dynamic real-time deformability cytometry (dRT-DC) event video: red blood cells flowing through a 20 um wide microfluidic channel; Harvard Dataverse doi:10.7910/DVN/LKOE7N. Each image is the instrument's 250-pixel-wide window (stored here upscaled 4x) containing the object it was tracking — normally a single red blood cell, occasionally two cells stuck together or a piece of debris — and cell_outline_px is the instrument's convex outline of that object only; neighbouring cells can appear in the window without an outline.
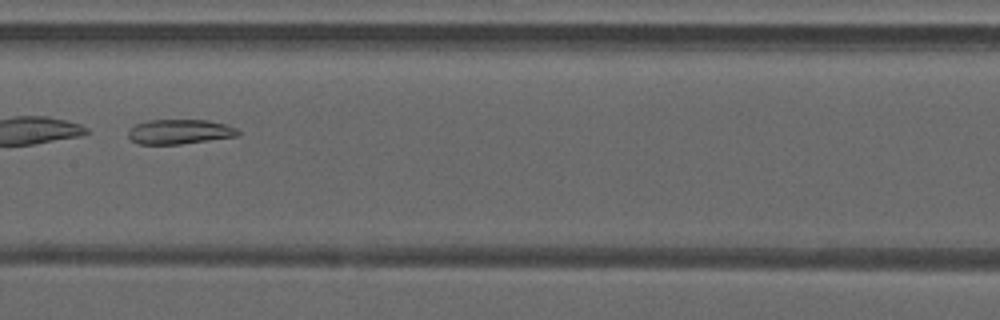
{"species": "common noctule bat (a hibernating species)", "species_latin": "Nyctalus noctula", "temperature_condition": "warm", "stored_images_in_passage": 42, "camera_frame_rate_fps": 3000, "um_per_image_px": 0.085, "animal": {"sex": "male", "forearm_length_mm": 52.5}, "frame": {"image": 1, "passage_image": 19, "time_ms": 6.0, "image_size_px": [1000, 320], "cell_outline_px": [[240, 136], [180, 144], [136, 144], [128, 136], [128, 128], [136, 124], [148, 120], [208, 120], [224, 124], [236, 128], [240, 132]], "centroid_in_image_um": [15.25, 11.2], "position_along_channel_um": 192.1, "area_um2": 15.9}, "authors_computed_cell_mechanics": {"area_um2": 22.8888, "velocity_mm_per_s": 4.2106, "shape_relaxation_time_tau1_ms": null, "shape_relaxation_time_tau2_ms": 3.8901, "deformation_change_tau1": null, "deformation_change_tau2": 0.1069}}